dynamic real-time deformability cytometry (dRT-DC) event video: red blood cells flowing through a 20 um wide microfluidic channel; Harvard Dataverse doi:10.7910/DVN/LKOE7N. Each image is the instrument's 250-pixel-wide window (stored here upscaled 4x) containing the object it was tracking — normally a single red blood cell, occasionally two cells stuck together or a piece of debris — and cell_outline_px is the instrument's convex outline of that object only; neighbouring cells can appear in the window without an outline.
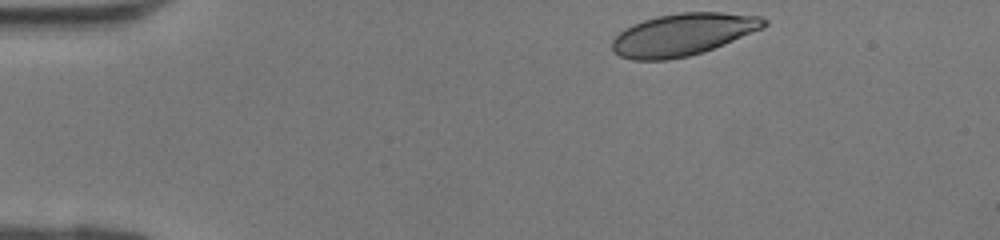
{"species": "human", "species_latin": "Homo sapiens", "temperature_condition": "room temperature", "stored_images_in_passage": 36, "camera_frame_rate_fps": 3000, "um_per_image_px": 0.085, "donor": {"sex": "female"}, "frame": {"image": 1, "passage_image": 1, "time_ms": 0.0, "image_size_px": [1000, 240], "cell_outline_px": [[768, 24], [764, 28], [704, 52], [688, 56], [668, 60], [632, 60], [620, 56], [612, 52], [612, 40], [624, 28], [632, 24], [644, 20], [660, 16], [680, 12], [720, 12], [760, 16], [768, 20]], "centroid_in_image_um": [58.05, 2.94], "position_along_channel_um": 26.9, "area_um2": 37.45}}
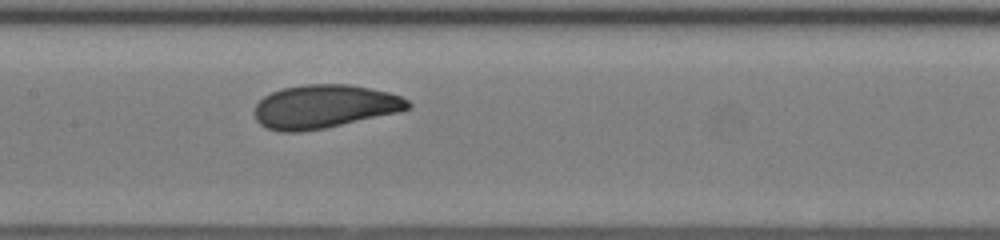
{"frame": {"image": 2, "passage_image": 15, "time_ms": 4.667, "image_size_px": [1000, 240], "cell_outline_px": [[412, 108], [400, 112], [324, 128], [300, 132], [280, 132], [268, 128], [260, 124], [256, 120], [256, 104], [264, 96], [272, 92], [284, 88], [304, 84], [348, 84], [388, 92], [400, 96], [408, 100], [412, 104]], "centroid_in_image_um": [27.6, 9.06], "position_along_channel_um": 179.8, "area_um2": 38.78}}
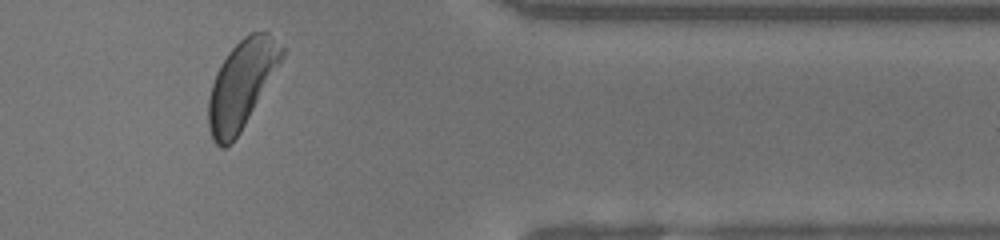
{"frame": {"image": 3, "passage_image": 29, "time_ms": 9.333, "image_size_px": [1000, 240], "cell_outline_px": [[288, 52], [240, 132], [224, 148], [220, 148], [212, 140], [208, 128], [208, 100], [212, 84], [216, 72], [220, 64], [228, 52], [244, 36], [252, 32], [268, 32]], "centroid_in_image_um": [20.55, 7.16], "position_along_channel_um": 390.9, "area_um2": 37.51}}